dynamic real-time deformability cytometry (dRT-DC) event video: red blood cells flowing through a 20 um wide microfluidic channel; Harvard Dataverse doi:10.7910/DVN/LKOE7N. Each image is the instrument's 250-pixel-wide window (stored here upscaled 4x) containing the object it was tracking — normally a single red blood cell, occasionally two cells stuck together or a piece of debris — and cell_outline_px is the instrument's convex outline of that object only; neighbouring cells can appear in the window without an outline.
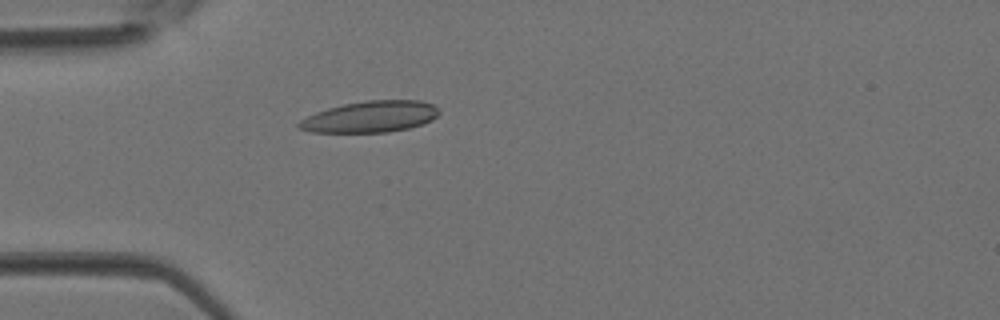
{"species": "Egyptian fruit bat (a non-hibernating species)", "species_latin": "Rousettus aegyptiacus", "temperature_condition": "room temperature", "stored_images_in_passage": 2, "camera_frame_rate_fps": 3000, "um_per_image_px": 0.085, "animal": {"sex": "female"}, "frame": {"image": 1, "passage_image": 2, "time_ms": 0.333, "image_size_px": [1000, 320], "cell_outline_px": [[440, 112], [432, 120], [424, 124], [408, 128], [388, 132], [312, 132], [296, 128], [296, 124], [300, 120], [316, 112], [328, 108], [344, 104], [368, 100], [420, 100], [432, 104]], "centroid_in_image_um": [31.47, 9.92], "position_along_channel_um": 53.5, "area_um2": 25.55}}